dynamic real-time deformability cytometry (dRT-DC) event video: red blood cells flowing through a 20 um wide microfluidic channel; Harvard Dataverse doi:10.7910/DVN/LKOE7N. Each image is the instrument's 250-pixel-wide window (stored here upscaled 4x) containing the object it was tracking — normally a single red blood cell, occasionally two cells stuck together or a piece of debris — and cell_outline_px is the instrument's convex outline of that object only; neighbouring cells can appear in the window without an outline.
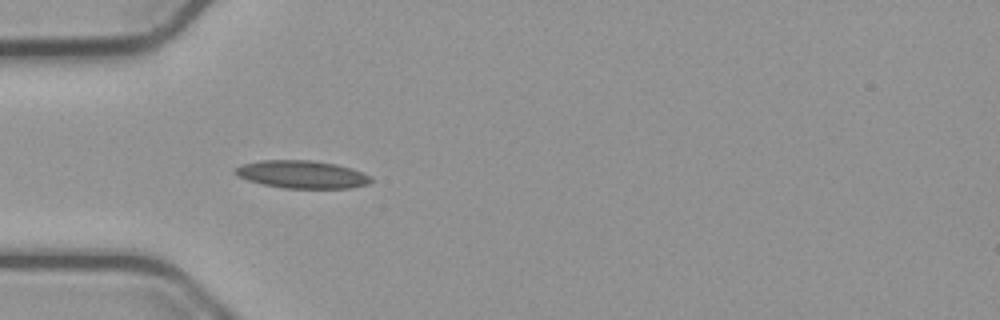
{"species": "common noctule bat (a hibernating species)", "species_latin": "Nyctalus noctula", "temperature_condition": "cold", "stored_images_in_passage": 45, "camera_frame_rate_fps": 3000, "um_per_image_px": 0.085, "animal": {"sex": "male", "body_mass_g": 23.1, "forearm_length_mm": 52.7}, "frame": {"image": 1, "passage_image": 7, "time_ms": 2.0, "image_size_px": [1000, 320], "cell_outline_px": [[372, 180], [368, 184], [352, 188], [284, 188], [264, 184], [248, 180], [240, 176], [236, 172], [236, 168], [244, 164], [260, 160], [308, 160], [336, 164], [372, 176]], "centroid_in_image_um": [25.71, 14.83], "position_along_channel_um": 59.3, "area_um2": 21.56}}
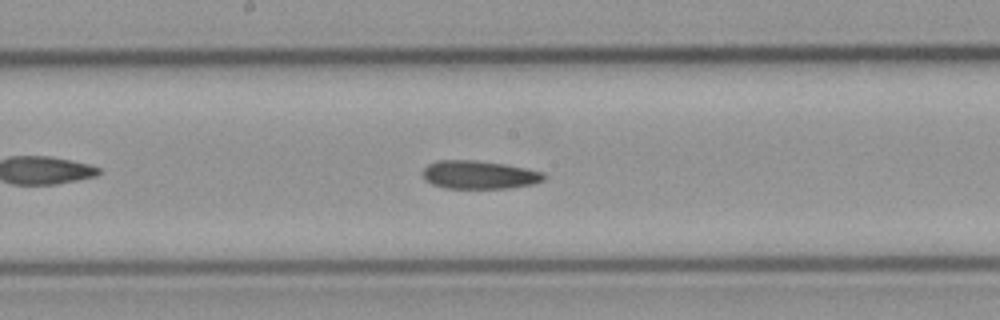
{"frame": {"image": 2, "passage_image": 19, "time_ms": 6.0, "image_size_px": [1000, 320], "cell_outline_px": [[544, 180], [532, 184], [508, 188], [444, 188], [432, 184], [424, 180], [420, 172], [428, 164], [436, 160], [472, 160], [504, 164], [544, 172]], "centroid_in_image_um": [40.66, 14.86], "position_along_channel_um": 207.5, "area_um2": 20.0}}
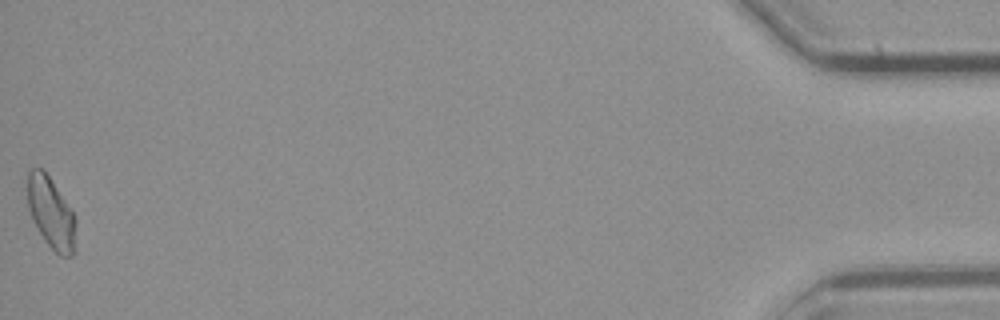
{"frame": {"image": 3, "passage_image": 45, "time_ms": 14.667, "image_size_px": [1000, 320], "cell_outline_px": [[76, 252], [72, 256], [60, 256], [44, 240], [28, 208], [28, 172], [32, 168], [44, 168], [72, 212], [76, 220]], "centroid_in_image_um": [4.37, 18.12], "position_along_channel_um": 430.8, "area_um2": 19.94}}